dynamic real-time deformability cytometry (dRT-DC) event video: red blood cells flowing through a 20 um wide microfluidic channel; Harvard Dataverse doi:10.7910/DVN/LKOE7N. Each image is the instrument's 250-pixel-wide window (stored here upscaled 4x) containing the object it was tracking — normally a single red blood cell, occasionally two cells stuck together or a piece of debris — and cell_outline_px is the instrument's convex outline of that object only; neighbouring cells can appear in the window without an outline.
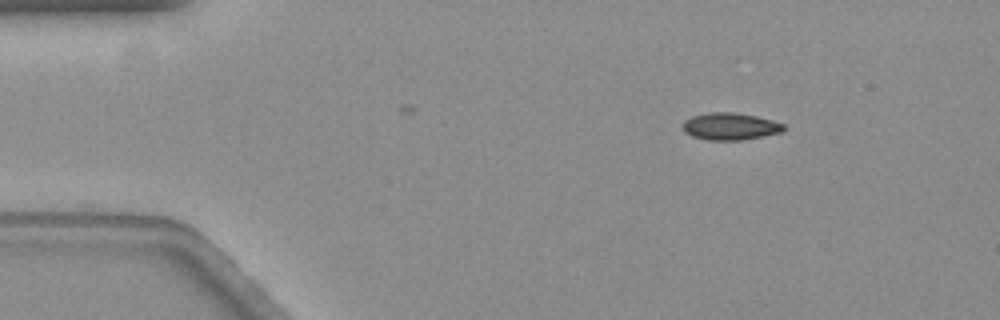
{"species": "common noctule bat (a hibernating species)", "species_latin": "Nyctalus noctula", "temperature_condition": "warm", "stored_images_in_passage": 40, "camera_frame_rate_fps": 3000, "um_per_image_px": 0.085, "animal": {"sex": "female", "body_mass_g": 19.3, "forearm_length_mm": 54.1}, "frame": {"image": 1, "passage_image": 1, "time_ms": 0.0, "image_size_px": [1000, 320], "cell_outline_px": [[784, 128], [780, 132], [740, 140], [708, 140], [692, 136], [684, 132], [684, 120], [692, 116], [708, 112], [732, 112], [756, 116], [772, 120], [784, 124]], "centroid_in_image_um": [62.03, 10.73], "position_along_channel_um": 23.0, "area_um2": 15.72}}
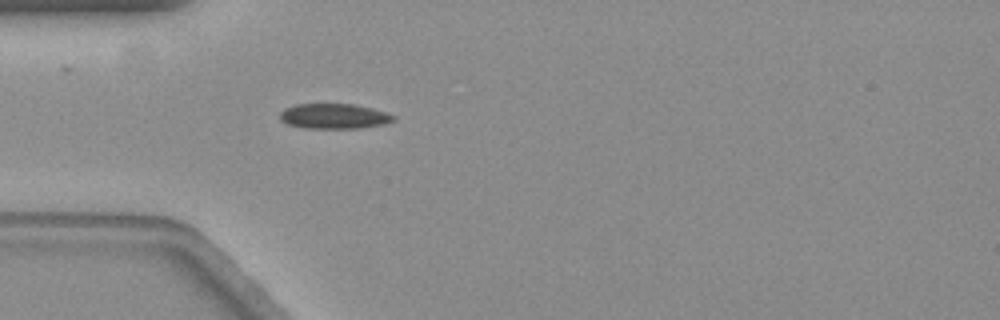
{"frame": {"image": 2, "passage_image": 10, "time_ms": 3.0, "image_size_px": [1000, 320], "cell_outline_px": [[396, 120], [380, 124], [356, 128], [308, 128], [288, 124], [280, 120], [280, 112], [284, 108], [296, 104], [352, 104], [372, 108], [396, 116]], "centroid_in_image_um": [28.36, 9.87], "position_along_channel_um": 56.6, "area_um2": 16.42}}
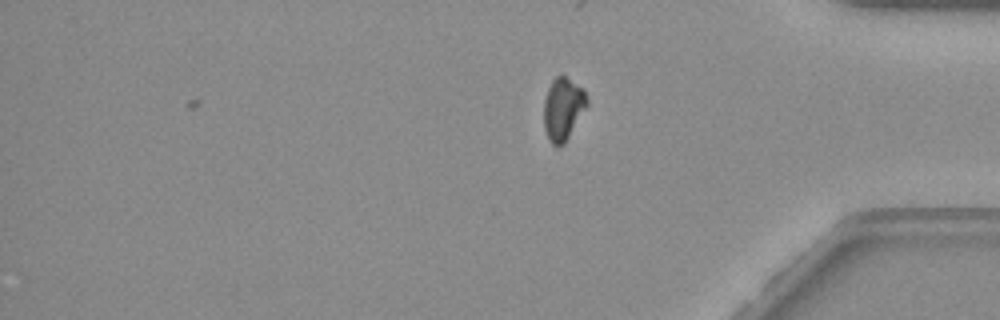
{"frame": {"image": 3, "passage_image": 40, "time_ms": 13.0, "image_size_px": [1000, 320], "cell_outline_px": [[588, 104], [564, 144], [556, 148], [548, 140], [544, 128], [544, 100], [548, 88], [552, 80], [556, 76], [564, 76], [584, 88], [588, 100]], "centroid_in_image_um": [47.85, 9.27], "position_along_channel_um": 387.4, "area_um2": 15.78}, "authors_computed_cell_mechanics": {"area_um2": 16.8198, "velocity_mm_per_s": 3.5295, "shape_relaxation_time_tau1_ms": 4.752, "shape_relaxation_time_tau2_ms": null, "deformation_change_tau1": 0.1268, "deformation_change_tau2": null}}